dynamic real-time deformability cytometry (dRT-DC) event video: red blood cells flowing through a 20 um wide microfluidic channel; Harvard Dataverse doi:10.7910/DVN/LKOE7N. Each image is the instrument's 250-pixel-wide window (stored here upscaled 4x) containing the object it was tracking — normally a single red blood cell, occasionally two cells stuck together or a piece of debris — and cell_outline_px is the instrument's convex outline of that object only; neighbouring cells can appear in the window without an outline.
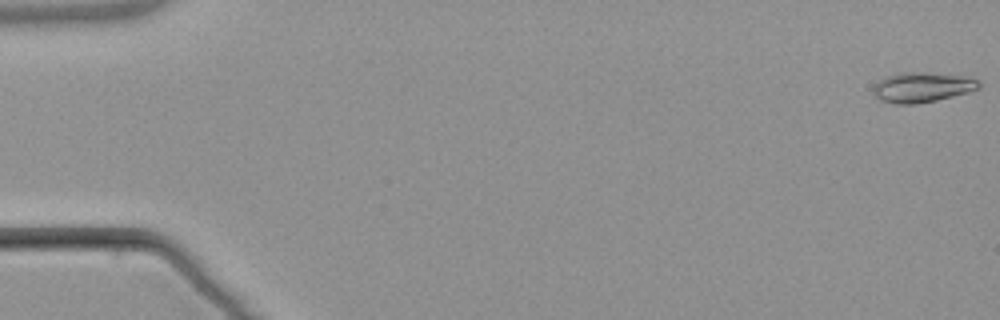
{"species": "common noctule bat (a hibernating species)", "species_latin": "Nyctalus noctula", "temperature_condition": "warm", "stored_images_in_passage": 5, "camera_frame_rate_fps": 3000, "um_per_image_px": 0.085, "animal": {"sex": "male", "body_mass_g": 21.5, "forearm_length_mm": 52.0}, "frame": {"image": 1, "passage_image": 1, "time_ms": 0.0, "image_size_px": [1000, 320], "cell_outline_px": [[980, 88], [968, 92], [936, 100], [912, 104], [896, 104], [880, 100], [872, 92], [872, 88], [880, 80], [888, 76], [900, 72], [924, 72], [964, 76], [980, 80]], "centroid_in_image_um": [78.38, 7.41], "position_along_channel_um": 6.6, "area_um2": 18.38}}